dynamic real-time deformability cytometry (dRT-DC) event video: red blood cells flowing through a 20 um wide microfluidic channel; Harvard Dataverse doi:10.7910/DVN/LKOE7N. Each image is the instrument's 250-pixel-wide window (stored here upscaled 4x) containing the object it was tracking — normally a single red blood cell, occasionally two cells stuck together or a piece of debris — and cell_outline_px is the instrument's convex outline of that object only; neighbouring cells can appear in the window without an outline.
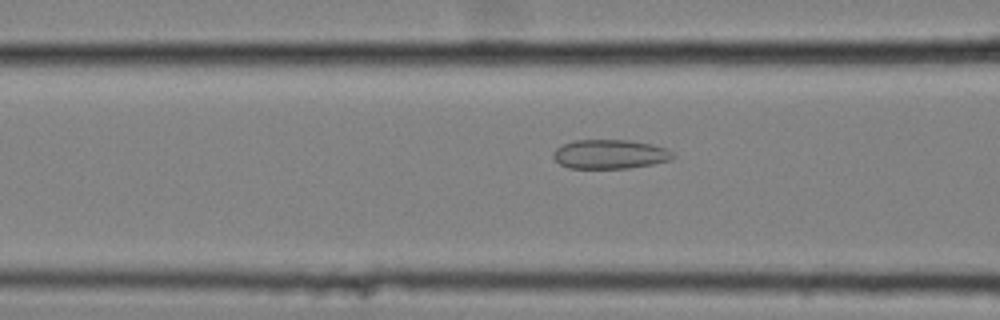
{"species": "common noctule bat (a hibernating species)", "species_latin": "Nyctalus noctula", "temperature_condition": "cold", "stored_images_in_passage": 53, "camera_frame_rate_fps": 3000, "um_per_image_px": 0.085, "animal": {"sex": "female", "body_mass_g": 25.1}, "frame": {"image": 1, "passage_image": 24, "time_ms": 7.667, "image_size_px": [1000, 320], "cell_outline_px": [[676, 156], [672, 160], [652, 164], [628, 168], [568, 168], [560, 164], [552, 156], [552, 152], [556, 148], [572, 140], [628, 140], [652, 144], [668, 148]], "centroid_in_image_um": [51.86, 13.1], "position_along_channel_um": 114.7, "area_um2": 20.52}}
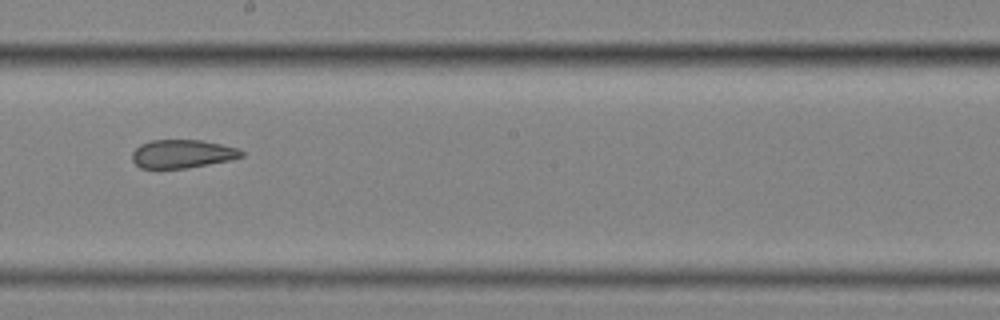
{"frame": {"image": 2, "passage_image": 34, "time_ms": 11.0, "image_size_px": [1000, 320], "cell_outline_px": [[244, 156], [232, 160], [188, 168], [140, 168], [132, 160], [132, 152], [140, 144], [152, 140], [200, 140], [220, 144], [236, 148], [244, 152]], "centroid_in_image_um": [15.5, 13.08], "position_along_channel_um": 232.7, "area_um2": 18.09}}
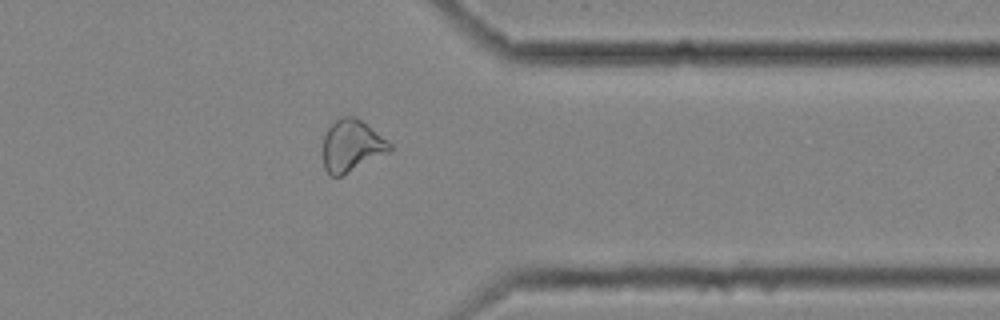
{"frame": {"image": 3, "passage_image": 47, "time_ms": 15.333, "image_size_px": [1000, 320], "cell_outline_px": [[392, 148], [388, 152], [340, 176], [332, 176], [324, 168], [324, 136], [328, 128], [340, 116], [356, 116], [392, 144]], "centroid_in_image_um": [29.88, 12.36], "position_along_channel_um": 381.5, "area_um2": 19.71}}